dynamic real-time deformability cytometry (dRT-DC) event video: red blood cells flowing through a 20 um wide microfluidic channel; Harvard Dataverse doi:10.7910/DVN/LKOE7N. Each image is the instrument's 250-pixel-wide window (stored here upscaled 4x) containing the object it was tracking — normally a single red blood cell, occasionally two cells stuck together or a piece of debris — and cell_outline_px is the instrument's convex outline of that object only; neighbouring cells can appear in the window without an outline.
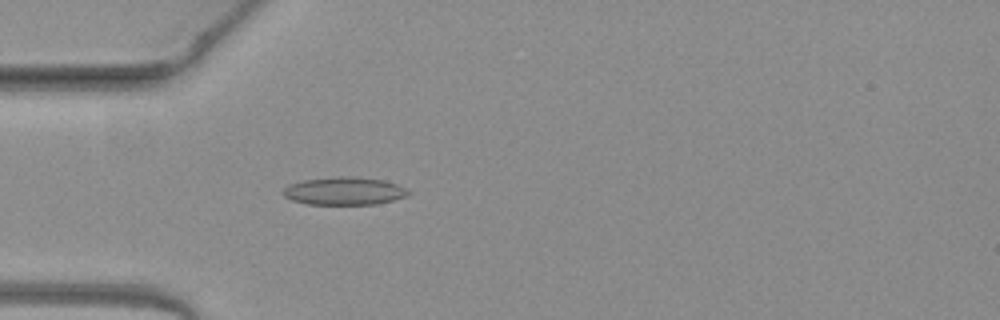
{"species": "common noctule bat (a hibernating species)", "species_latin": "Nyctalus noctula", "temperature_condition": "warm", "stored_images_in_passage": 50, "camera_frame_rate_fps": 3000, "um_per_image_px": 0.085, "animal": {"sex": "female", "body_mass_g": 19.3, "forearm_length_mm": 54.1}, "frame": {"image": 1, "passage_image": 15, "time_ms": 4.667, "image_size_px": [1000, 320], "cell_outline_px": [[412, 192], [408, 196], [376, 204], [304, 204], [292, 200], [284, 196], [280, 192], [288, 184], [304, 180], [336, 176], [348, 176], [384, 180], [396, 184]], "centroid_in_image_um": [29.23, 16.23], "position_along_channel_um": 55.8, "area_um2": 20.4}}
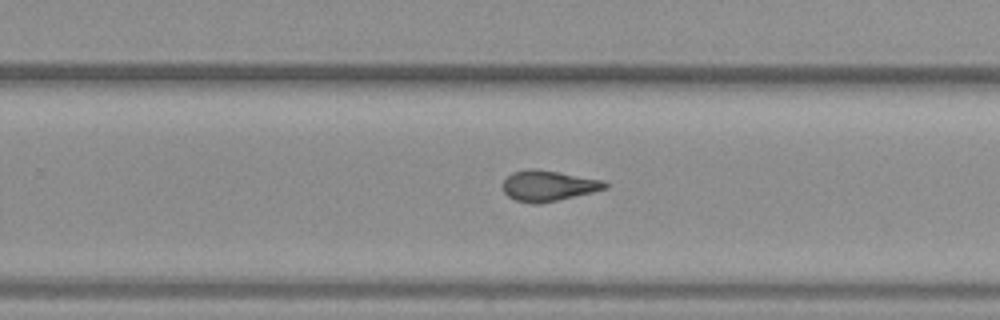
{"frame": {"image": 2, "passage_image": 32, "time_ms": 10.333, "image_size_px": [1000, 320], "cell_outline_px": [[608, 188], [592, 192], [540, 204], [532, 204], [516, 200], [508, 196], [504, 192], [504, 180], [512, 172], [528, 168], [536, 168], [604, 180], [608, 184]], "centroid_in_image_um": [46.61, 15.78], "position_along_channel_um": 283.2, "area_um2": 18.26}}
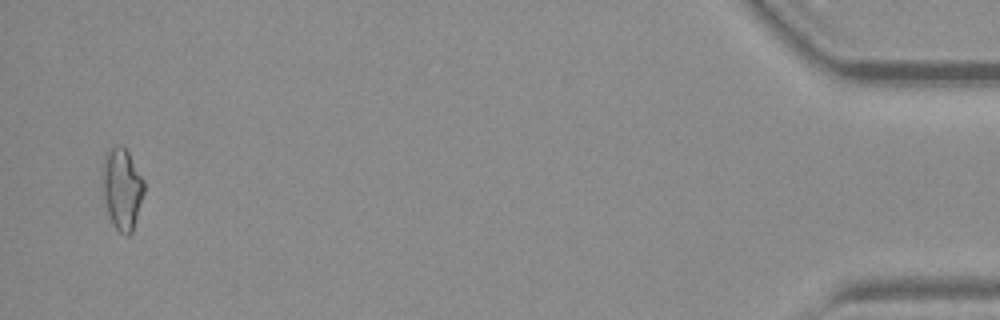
{"frame": {"image": 3, "passage_image": 49, "time_ms": 16.0, "image_size_px": [1000, 320], "cell_outline_px": [[144, 192], [132, 232], [128, 236], [124, 236], [116, 228], [108, 212], [104, 200], [104, 156], [116, 144], [120, 144], [128, 152], [144, 180]], "centroid_in_image_um": [10.4, 16.05], "position_along_channel_um": 424.8, "area_um2": 19.13}, "authors_computed_cell_mechanics": {"area_um2": 18.3515, "velocity_mm_per_s": 4.1018, "shape_relaxation_time_tau1_ms": 6.7209, "shape_relaxation_time_tau2_ms": 2.9274, "deformation_change_tau1": 0.1913, "deformation_change_tau2": 0.1154}}